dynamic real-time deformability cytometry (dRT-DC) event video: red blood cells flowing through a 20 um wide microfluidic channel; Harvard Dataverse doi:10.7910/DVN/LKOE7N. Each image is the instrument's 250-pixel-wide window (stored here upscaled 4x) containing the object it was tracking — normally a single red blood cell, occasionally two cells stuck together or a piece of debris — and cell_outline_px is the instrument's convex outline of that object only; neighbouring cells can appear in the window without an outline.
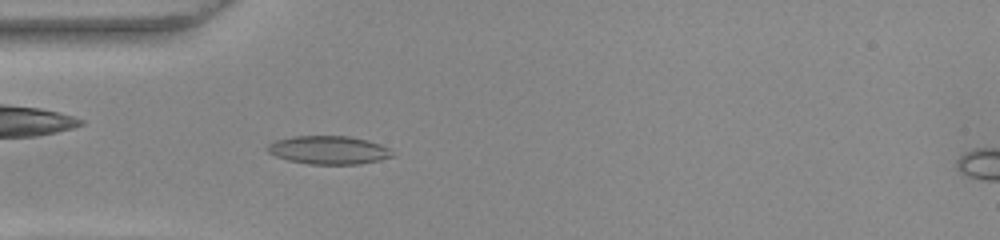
{"species": "common noctule bat (a hibernating species)", "species_latin": "Nyctalus noctula", "temperature_condition": "warm", "stored_images_in_passage": 51, "camera_frame_rate_fps": 3000, "um_per_image_px": 0.085, "animal": {"sex": "female", "body_mass_g": 22.0, "forearm_length_mm": 56.7}, "frame": {"image": 1, "passage_image": 14, "time_ms": 4.333, "image_size_px": [1000, 240], "cell_outline_px": [[396, 156], [380, 160], [360, 164], [308, 164], [288, 160], [276, 156], [268, 152], [264, 148], [268, 144], [276, 140], [292, 136], [348, 136], [368, 140], [380, 144], [388, 148]], "centroid_in_image_um": [27.93, 12.75], "position_along_channel_um": 57.1, "area_um2": 20.75}}
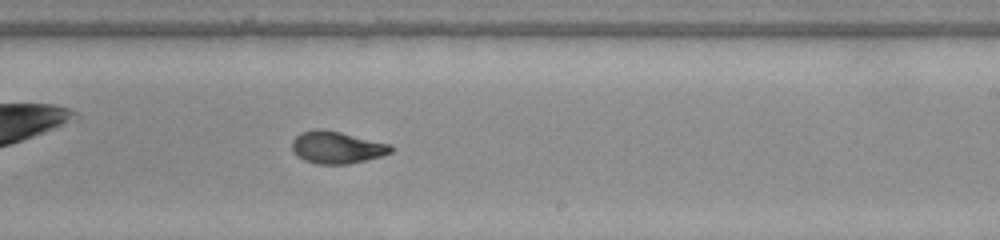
{"frame": {"image": 2, "passage_image": 30, "time_ms": 9.667, "image_size_px": [1000, 240], "cell_outline_px": [[392, 152], [380, 156], [348, 164], [316, 164], [304, 160], [292, 152], [292, 140], [300, 132], [316, 128], [320, 128], [340, 132], [392, 144]], "centroid_in_image_um": [28.6, 12.52], "position_along_channel_um": 260.4, "area_um2": 18.61}}
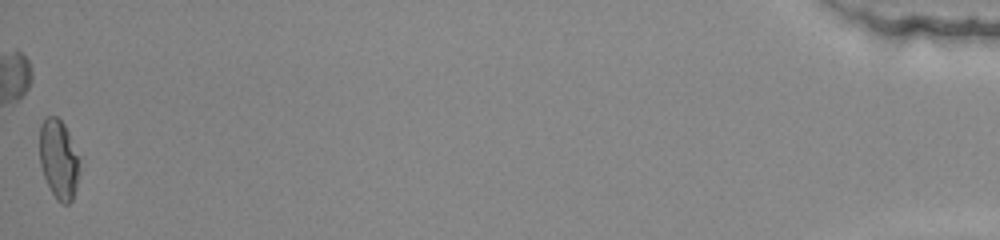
{"frame": {"image": 3, "passage_image": 51, "time_ms": 16.667, "image_size_px": [1000, 240], "cell_outline_px": [[80, 160], [76, 188], [72, 200], [68, 204], [64, 204], [56, 200], [44, 176], [40, 164], [40, 124], [48, 116], [56, 116], [64, 124], [68, 132]], "centroid_in_image_um": [4.99, 13.54], "position_along_channel_um": 430.2, "area_um2": 18.32}, "authors_computed_cell_mechanics": {"area_um2": 18.8428, "velocity_mm_per_s": 3.8744, "shape_relaxation_time_tau1_ms": 5.5404, "shape_relaxation_time_tau2_ms": 1.2187, "deformation_change_tau1": 0.2259, "deformation_change_tau2": 0.0689}}